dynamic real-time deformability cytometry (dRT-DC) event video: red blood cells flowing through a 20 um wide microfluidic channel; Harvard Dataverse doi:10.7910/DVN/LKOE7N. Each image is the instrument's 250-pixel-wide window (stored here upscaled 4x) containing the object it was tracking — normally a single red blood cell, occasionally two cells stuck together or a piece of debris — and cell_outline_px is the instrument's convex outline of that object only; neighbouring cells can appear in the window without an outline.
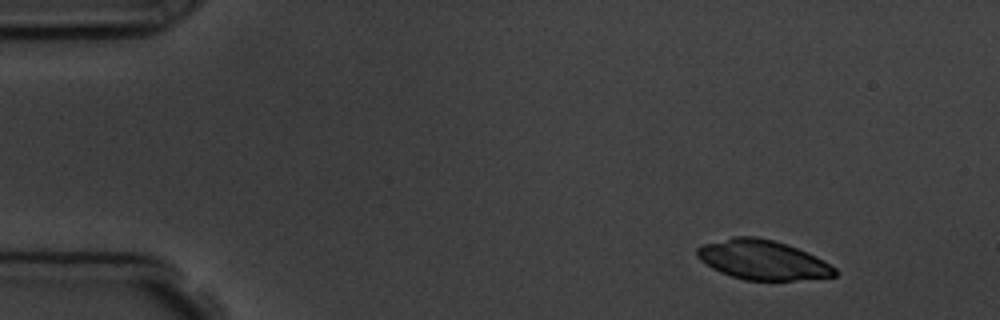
{"species": "common noctule bat (a hibernating species)", "species_latin": "Nyctalus noctula", "temperature_condition": "room temperature", "stored_images_in_passage": 4, "segment_of_instrument_passage": [1, 2], "camera_frame_rate_fps": 3000, "um_per_image_px": 0.085, "animal": {"sex": "male", "body_mass_g": 19.5, "forearm_length_mm": 54.6}, "frame": {"image": 1, "passage_image": 1, "time_ms": 0.0, "image_size_px": [1000, 320], "cell_outline_px": [[836, 276], [792, 280], [744, 280], [720, 272], [712, 268], [700, 260], [696, 256], [696, 248], [704, 244], [732, 236], [756, 236], [788, 244], [808, 252], [824, 260], [836, 268]], "centroid_in_image_um": [64.81, 22.08], "position_along_channel_um": 20.2, "area_um2": 31.79}}